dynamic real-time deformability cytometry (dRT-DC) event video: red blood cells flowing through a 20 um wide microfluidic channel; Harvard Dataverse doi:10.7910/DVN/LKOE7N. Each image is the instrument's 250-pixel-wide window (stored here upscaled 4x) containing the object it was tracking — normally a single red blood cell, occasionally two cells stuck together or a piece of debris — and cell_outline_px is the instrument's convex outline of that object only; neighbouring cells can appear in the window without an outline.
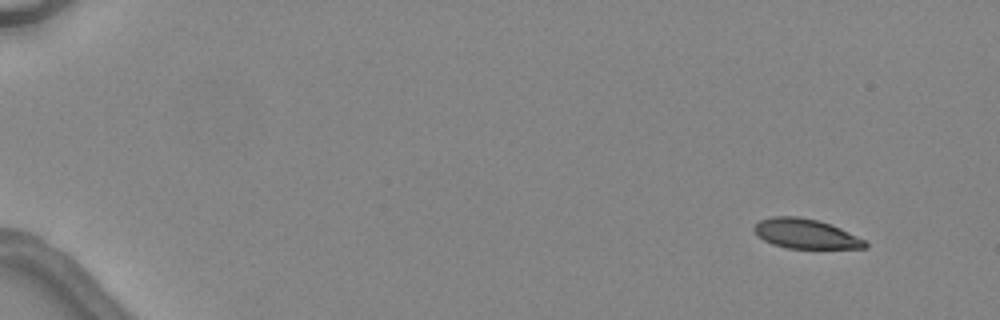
{"species": "common noctule bat (a hibernating species)", "species_latin": "Nyctalus noctula", "temperature_condition": "warm", "stored_images_in_passage": 5, "camera_frame_rate_fps": 3000, "um_per_image_px": 0.085, "animal": {"sex": "female", "body_mass_g": 24.6, "forearm_length_mm": 56.2}, "frame": {"image": 1, "passage_image": 1, "time_ms": 0.0, "image_size_px": [1000, 320], "cell_outline_px": [[868, 248], [788, 248], [772, 244], [756, 236], [752, 228], [760, 220], [772, 216], [796, 216], [816, 220], [832, 224], [864, 240], [868, 244]], "centroid_in_image_um": [68.44, 19.87], "position_along_channel_um": 16.6, "area_um2": 19.13}}
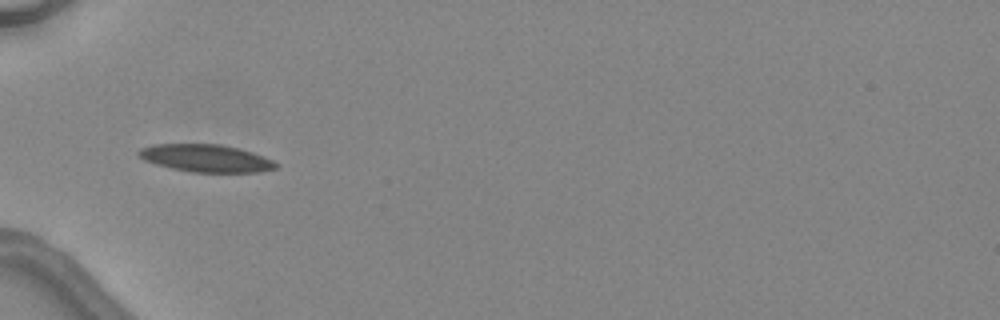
{"frame": {"image": 2, "passage_image": 4, "time_ms": 4.667, "image_size_px": [1000, 320], "cell_outline_px": [[280, 164], [276, 168], [260, 172], [192, 172], [172, 168], [156, 164], [144, 160], [136, 152], [140, 148], [152, 144], [220, 144], [252, 152], [264, 156]], "centroid_in_image_um": [17.51, 13.45], "position_along_channel_um": 67.5, "area_um2": 21.96}}